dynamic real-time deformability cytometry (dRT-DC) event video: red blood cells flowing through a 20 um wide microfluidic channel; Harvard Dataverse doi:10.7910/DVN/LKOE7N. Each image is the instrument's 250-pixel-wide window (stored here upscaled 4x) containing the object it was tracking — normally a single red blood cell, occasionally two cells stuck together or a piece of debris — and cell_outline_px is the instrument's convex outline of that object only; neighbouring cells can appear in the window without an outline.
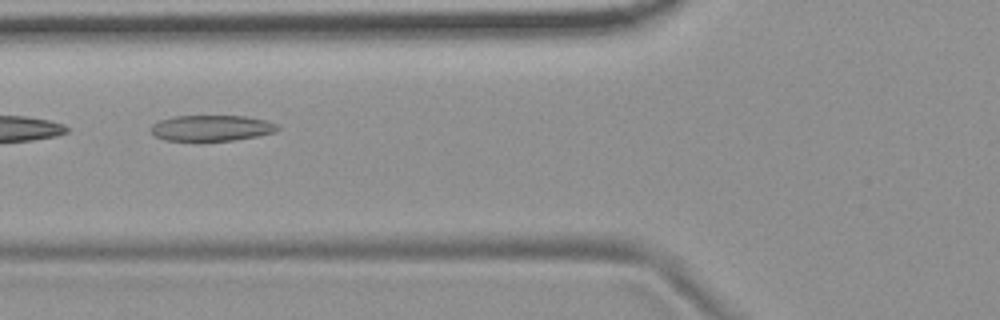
{"species": "common noctule bat (a hibernating species)", "species_latin": "Nyctalus noctula", "temperature_condition": "room temperature", "stored_images_in_passage": 9, "camera_frame_rate_fps": 3000, "um_per_image_px": 0.085, "animal": {"sex": "female", "body_mass_g": 19.9}, "frame": {"image": 1, "passage_image": 4, "time_ms": 3.333, "image_size_px": [1000, 320], "cell_outline_px": [[280, 128], [276, 132], [256, 136], [232, 140], [200, 144], [164, 140], [156, 136], [148, 128], [152, 124], [160, 120], [176, 116], [244, 116], [264, 120], [276, 124]], "centroid_in_image_um": [17.9, 10.93], "position_along_channel_um": 107.9, "area_um2": 19.83}}
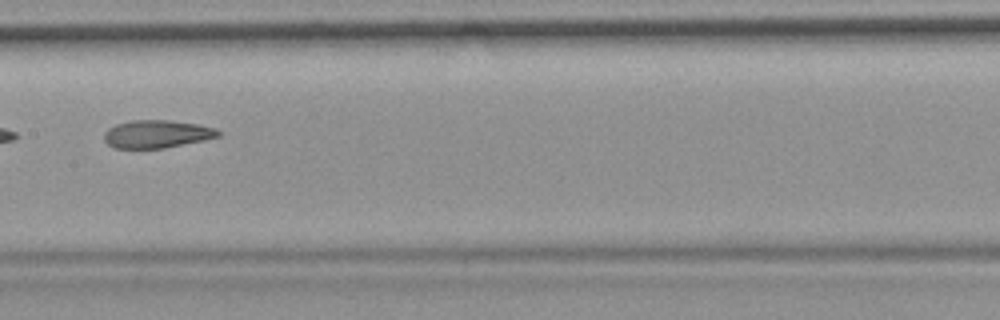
{"frame": {"image": 2, "passage_image": 6, "time_ms": 5.667, "image_size_px": [1000, 320], "cell_outline_px": [[220, 136], [204, 140], [164, 148], [116, 148], [108, 144], [104, 140], [104, 132], [108, 128], [116, 124], [132, 120], [168, 120], [196, 124], [216, 128], [220, 132]], "centroid_in_image_um": [13.32, 11.39], "position_along_channel_um": 194.1, "area_um2": 18.44}}